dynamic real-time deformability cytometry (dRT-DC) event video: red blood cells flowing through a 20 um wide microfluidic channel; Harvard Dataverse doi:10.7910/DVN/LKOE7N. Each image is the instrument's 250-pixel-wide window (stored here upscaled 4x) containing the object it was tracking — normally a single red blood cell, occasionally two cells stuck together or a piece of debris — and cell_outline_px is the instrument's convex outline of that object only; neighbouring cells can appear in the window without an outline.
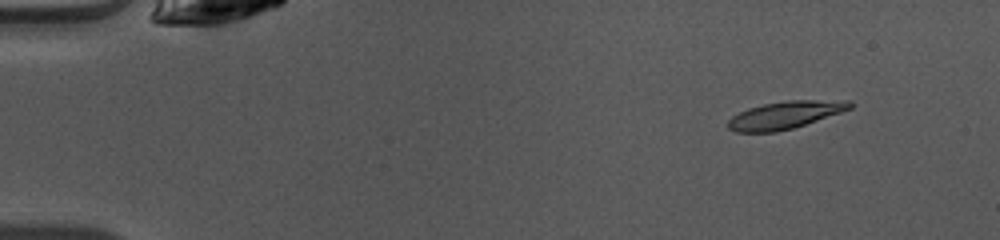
{"species": "common noctule bat (a hibernating species)", "species_latin": "Nyctalus noctula", "temperature_condition": "warm", "stored_images_in_passage": 43, "camera_frame_rate_fps": 3000, "um_per_image_px": 0.085, "animal": {"sex": "female", "body_mass_g": 10.0, "forearm_length_mm": 53.1}, "frame": {"image": 1, "passage_image": 6, "time_ms": 1.667, "image_size_px": [1000, 240], "cell_outline_px": [[852, 108], [792, 128], [776, 132], [736, 132], [728, 128], [728, 120], [732, 116], [748, 108], [764, 104], [788, 100], [852, 100]], "centroid_in_image_um": [66.72, 9.77], "position_along_channel_um": 18.3, "area_um2": 19.31}}